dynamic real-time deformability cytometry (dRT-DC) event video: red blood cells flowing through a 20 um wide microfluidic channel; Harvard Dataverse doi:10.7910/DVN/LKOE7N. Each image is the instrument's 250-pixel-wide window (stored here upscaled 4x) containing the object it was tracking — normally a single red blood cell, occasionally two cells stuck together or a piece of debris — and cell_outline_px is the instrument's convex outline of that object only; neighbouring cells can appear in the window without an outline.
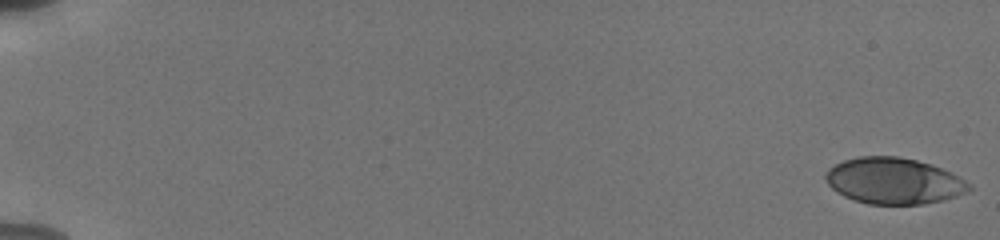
{"species": "human", "species_latin": "Homo sapiens", "temperature_condition": "cold", "stored_images_in_passage": 20, "camera_frame_rate_fps": 3000, "um_per_image_px": 0.085, "donor": {"sex": "male"}, "frame": {"image": 1, "passage_image": 1, "time_ms": 0.0, "image_size_px": [1000, 240], "cell_outline_px": [[972, 188], [968, 192], [944, 200], [924, 204], [868, 204], [844, 196], [836, 192], [828, 184], [824, 176], [824, 172], [828, 168], [844, 160], [860, 156], [896, 156], [916, 160], [932, 164], [952, 172], [964, 180]], "centroid_in_image_um": [75.96, 15.37], "position_along_channel_um": 9.0, "area_um2": 38.73}}
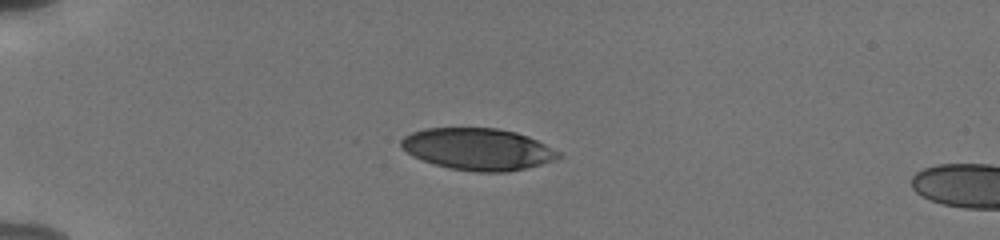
{"frame": {"image": 2, "passage_image": 16, "time_ms": 5.0, "image_size_px": [1000, 240], "cell_outline_px": [[564, 156], [540, 164], [524, 168], [504, 172], [476, 172], [448, 168], [432, 164], [412, 156], [400, 144], [400, 140], [404, 136], [412, 132], [424, 128], [496, 128], [516, 132], [528, 136], [560, 152]], "centroid_in_image_um": [40.59, 12.67], "position_along_channel_um": 44.4, "area_um2": 38.26}}